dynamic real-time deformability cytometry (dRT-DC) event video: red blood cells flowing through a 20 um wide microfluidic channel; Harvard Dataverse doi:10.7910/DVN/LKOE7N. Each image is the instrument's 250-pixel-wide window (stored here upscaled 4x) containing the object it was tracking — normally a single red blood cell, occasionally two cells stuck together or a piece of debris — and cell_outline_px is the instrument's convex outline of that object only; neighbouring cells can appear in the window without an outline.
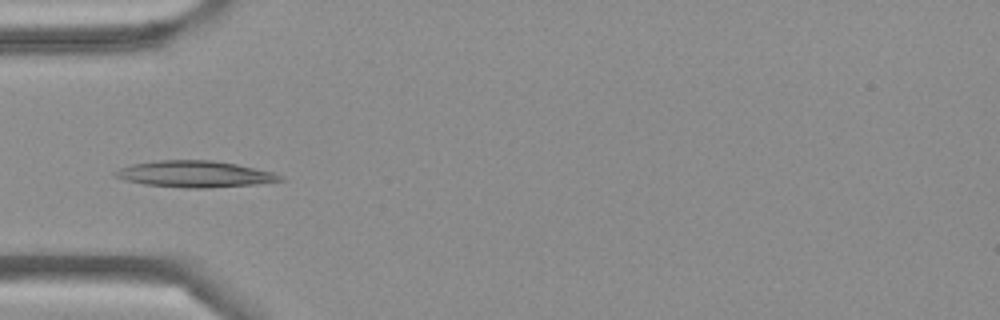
{"species": "Egyptian fruit bat (a non-hibernating species)", "species_latin": "Rousettus aegyptiacus", "temperature_condition": "cold", "stored_images_in_passage": 4, "camera_frame_rate_fps": 3000, "um_per_image_px": 0.085, "frame": {"image": 1, "passage_image": 4, "time_ms": 1.0, "image_size_px": [1000, 320], "cell_outline_px": [[284, 180], [256, 184], [208, 188], [184, 188], [144, 184], [124, 180], [116, 176], [112, 172], [120, 168], [132, 164], [160, 160], [212, 160], [236, 164], [272, 172], [280, 176]], "centroid_in_image_um": [16.52, 14.8], "position_along_channel_um": 68.5, "area_um2": 25.2}}